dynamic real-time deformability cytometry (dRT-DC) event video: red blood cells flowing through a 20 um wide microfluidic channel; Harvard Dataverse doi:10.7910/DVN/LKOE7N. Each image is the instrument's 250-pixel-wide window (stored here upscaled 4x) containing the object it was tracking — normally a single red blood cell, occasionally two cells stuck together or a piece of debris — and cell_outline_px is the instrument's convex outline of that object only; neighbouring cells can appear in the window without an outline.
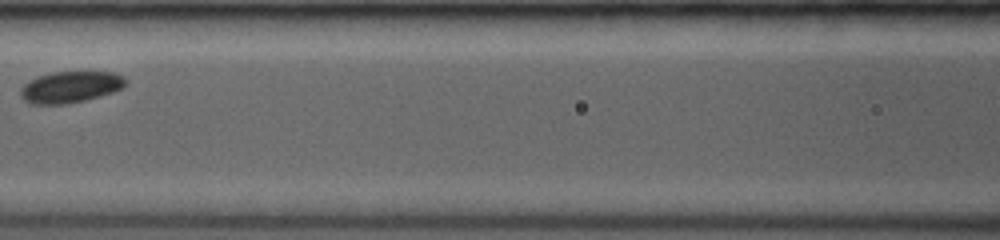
{"species": "common noctule bat (a hibernating species)", "species_latin": "Nyctalus noctula", "temperature_condition": "room temperature", "stored_images_in_passage": 10, "camera_frame_rate_fps": 3500, "um_per_image_px": 0.085, "animal": {"sex": "female", "body_mass_g": 19.0, "forearm_length_mm": 53.3}, "frame": {"image": 1, "passage_image": 6, "time_ms": 2.571, "image_size_px": [1000, 240], "cell_outline_px": [[128, 80], [124, 88], [112, 92], [84, 100], [68, 104], [32, 104], [24, 100], [20, 96], [20, 88], [28, 80], [36, 76], [52, 72], [112, 72], [124, 76]], "centroid_in_image_um": [5.97, 7.39], "position_along_channel_um": 160.6, "area_um2": 19.42}}